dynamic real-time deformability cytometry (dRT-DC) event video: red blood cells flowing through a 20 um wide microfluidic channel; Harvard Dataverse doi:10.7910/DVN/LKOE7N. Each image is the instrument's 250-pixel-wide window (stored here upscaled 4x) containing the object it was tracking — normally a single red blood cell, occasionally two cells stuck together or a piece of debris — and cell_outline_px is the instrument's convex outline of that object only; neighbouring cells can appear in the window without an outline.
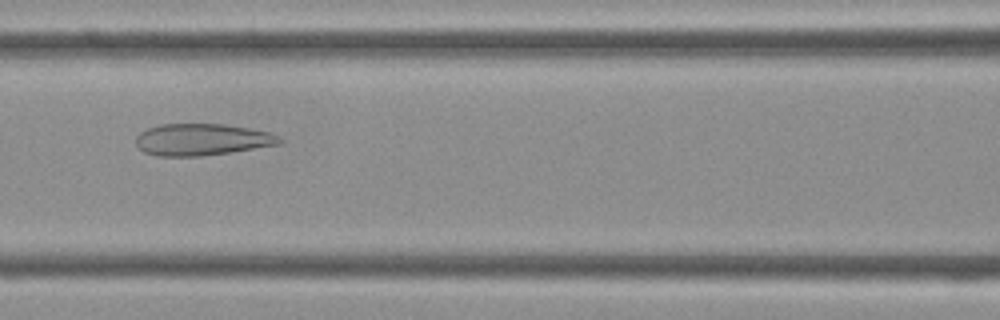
{"species": "Egyptian fruit bat (a non-hibernating species)", "species_latin": "Rousettus aegyptiacus", "temperature_condition": "cold", "stored_images_in_passage": 37, "camera_frame_rate_fps": 3000, "um_per_image_px": 0.085, "frame": {"image": 1, "passage_image": 17, "time_ms": 5.333, "image_size_px": [1000, 320], "cell_outline_px": [[284, 140], [280, 144], [228, 152], [200, 156], [156, 156], [144, 152], [136, 144], [136, 136], [140, 132], [148, 128], [160, 124], [224, 124], [248, 128], [268, 132], [280, 136]], "centroid_in_image_um": [17.15, 11.86], "position_along_channel_um": 149.5, "area_um2": 26.47}}
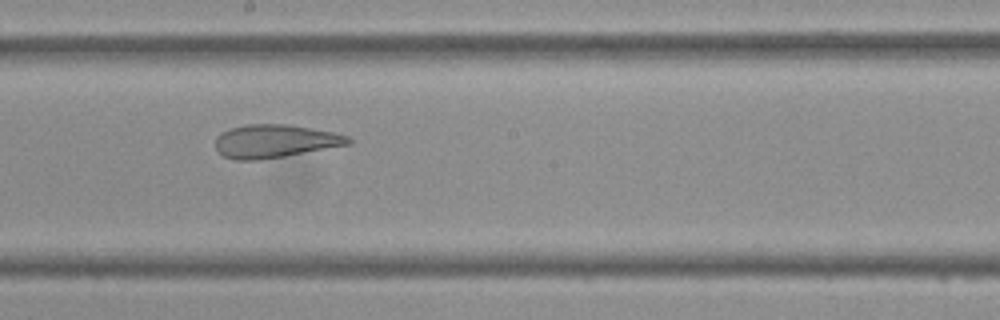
{"frame": {"image": 2, "passage_image": 22, "time_ms": 7.0, "image_size_px": [1000, 320], "cell_outline_px": [[352, 144], [284, 156], [260, 160], [232, 160], [224, 156], [216, 148], [216, 136], [232, 128], [248, 124], [288, 124], [312, 128], [332, 132], [348, 136], [352, 140]], "centroid_in_image_um": [23.39, 12.0], "position_along_channel_um": 224.8, "area_um2": 25.61}}
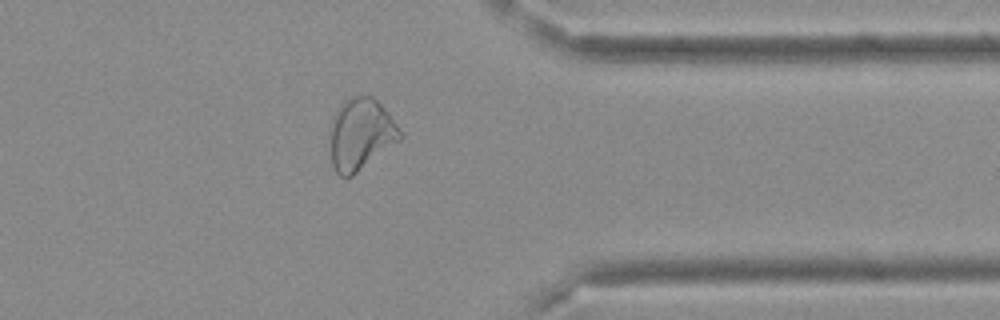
{"frame": {"image": 3, "passage_image": 33, "time_ms": 10.667, "image_size_px": [1000, 320], "cell_outline_px": [[404, 136], [400, 140], [352, 176], [340, 176], [336, 172], [332, 164], [332, 116], [344, 100], [348, 96], [372, 96], [384, 108], [396, 124]], "centroid_in_image_um": [30.68, 11.39], "position_along_channel_um": 380.7, "area_um2": 28.67}}